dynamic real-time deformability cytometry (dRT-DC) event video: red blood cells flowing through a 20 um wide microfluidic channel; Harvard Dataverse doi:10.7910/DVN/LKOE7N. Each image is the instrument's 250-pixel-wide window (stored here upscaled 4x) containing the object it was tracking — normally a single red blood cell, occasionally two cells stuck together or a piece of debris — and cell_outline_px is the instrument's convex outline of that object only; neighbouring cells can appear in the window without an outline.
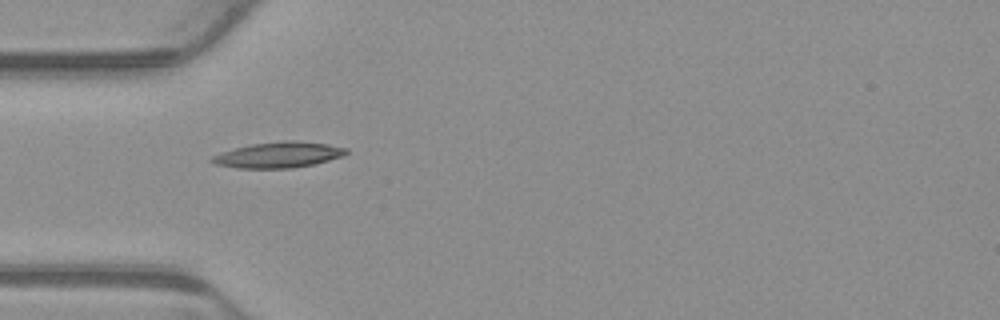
{"species": "common noctule bat (a hibernating species)", "species_latin": "Nyctalus noctula", "temperature_condition": "warm", "stored_images_in_passage": 6, "camera_frame_rate_fps": 3000, "um_per_image_px": 0.085, "animal": {"sex": "male", "body_mass_g": 23.1, "forearm_length_mm": 52.7}, "frame": {"image": 1, "passage_image": 4, "time_ms": 1.0, "image_size_px": [1000, 320], "cell_outline_px": [[348, 152], [344, 156], [316, 164], [292, 168], [236, 168], [216, 164], [208, 160], [212, 156], [236, 148], [252, 144], [284, 140], [296, 140], [328, 144], [348, 148]], "centroid_in_image_um": [23.73, 13.16], "position_along_channel_um": 61.3, "area_um2": 20.23}}
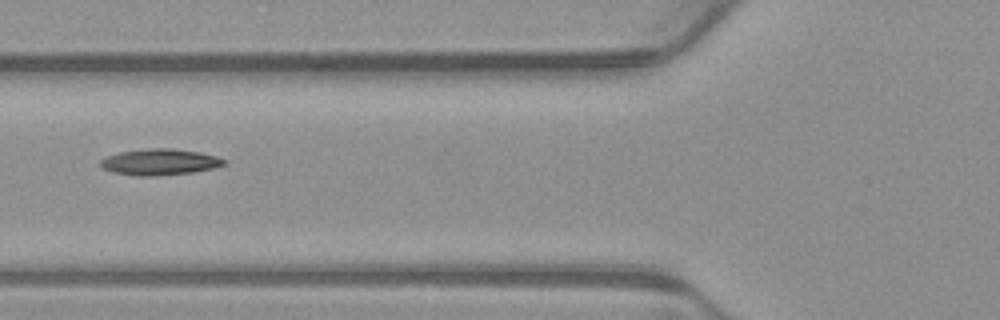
{"frame": {"image": 2, "passage_image": 5, "time_ms": 1.333, "image_size_px": [1000, 320], "cell_outline_px": [[228, 164], [212, 168], [192, 172], [156, 176], [136, 176], [116, 172], [104, 168], [100, 164], [100, 160], [108, 156], [120, 152], [148, 148], [172, 148], [200, 152], [216, 156], [228, 160]], "centroid_in_image_um": [13.64, 13.76], "position_along_channel_um": 112.2, "area_um2": 18.79}}
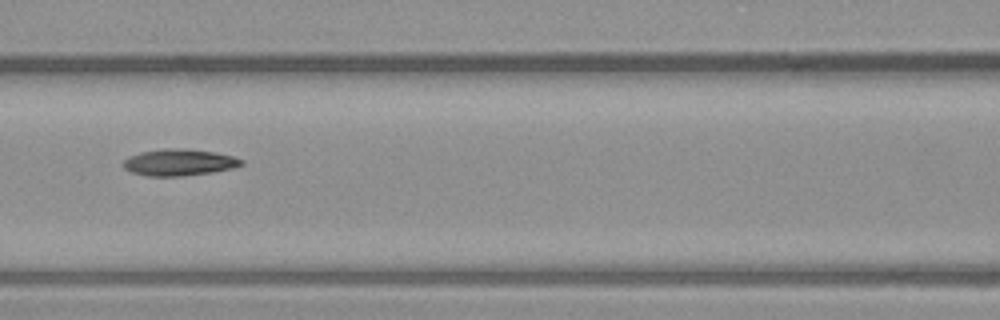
{"frame": {"image": 3, "passage_image": 6, "time_ms": 1.667, "image_size_px": [1000, 320], "cell_outline_px": [[244, 164], [232, 168], [212, 172], [184, 176], [148, 176], [132, 172], [124, 168], [124, 160], [128, 156], [140, 152], [164, 148], [188, 148], [216, 152], [232, 156], [244, 160]], "centroid_in_image_um": [15.24, 13.79], "position_along_channel_um": 151.4, "area_um2": 18.44}}